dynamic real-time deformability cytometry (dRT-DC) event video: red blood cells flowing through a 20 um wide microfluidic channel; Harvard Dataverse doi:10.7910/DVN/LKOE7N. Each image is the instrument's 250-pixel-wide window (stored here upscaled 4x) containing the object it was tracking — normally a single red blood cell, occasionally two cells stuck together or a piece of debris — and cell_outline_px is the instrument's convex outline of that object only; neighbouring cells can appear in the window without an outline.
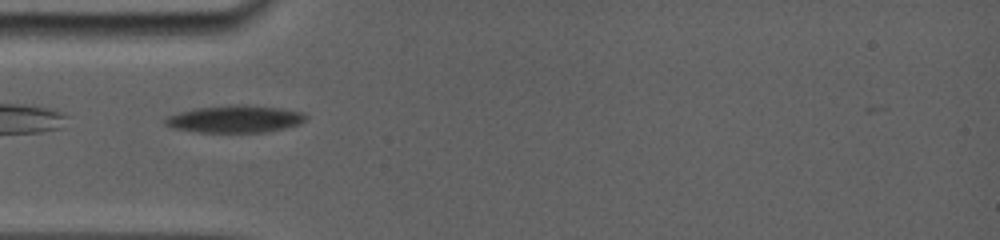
{"species": "common noctule bat (a hibernating species)", "species_latin": "Nyctalus noctula", "temperature_condition": "room temperature", "stored_images_in_passage": 10, "camera_frame_rate_fps": 5000, "um_per_image_px": 0.085, "animal": {"sex": "female", "body_mass_g": 19.0, "forearm_length_mm": 56.7}, "frame": {"image": 1, "passage_image": 1, "time_ms": 0.0, "image_size_px": [1000, 240], "cell_outline_px": [[308, 116], [300, 124], [268, 132], [200, 132], [172, 128], [164, 124], [164, 116], [196, 108], [236, 104], [248, 104], [280, 108], [304, 112]], "centroid_in_image_um": [19.98, 10.11], "position_along_channel_um": 65.0, "area_um2": 22.54}}
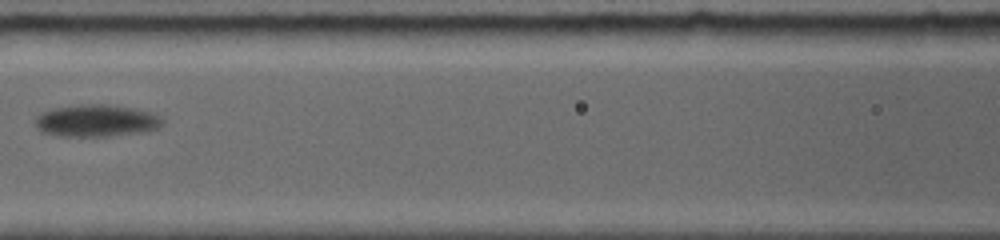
{"frame": {"image": 2, "passage_image": 5, "time_ms": 2.6, "image_size_px": [1000, 240], "cell_outline_px": [[164, 124], [160, 128], [148, 132], [108, 136], [56, 136], [40, 132], [36, 128], [36, 116], [40, 112], [52, 108], [80, 104], [104, 104], [152, 112], [160, 116], [164, 120]], "centroid_in_image_um": [8.19, 10.27], "position_along_channel_um": 158.4, "area_um2": 24.22}}
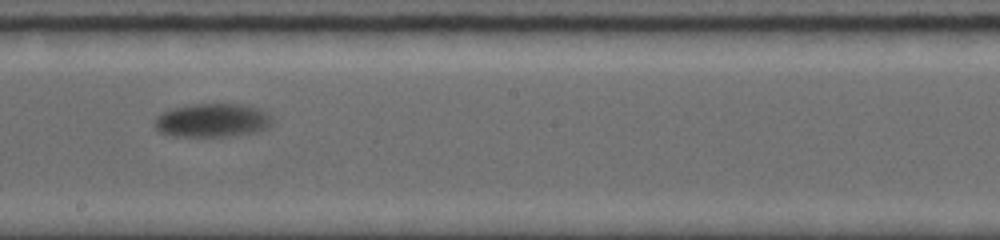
{"frame": {"image": 3, "passage_image": 9, "time_ms": 4.6, "image_size_px": [1000, 240], "cell_outline_px": [[272, 124], [268, 128], [256, 132], [228, 136], [176, 136], [160, 132], [156, 128], [156, 116], [160, 112], [172, 108], [192, 104], [236, 104], [260, 108], [272, 120]], "centroid_in_image_um": [18.04, 10.23], "position_along_channel_um": 230.2, "area_um2": 22.89}}